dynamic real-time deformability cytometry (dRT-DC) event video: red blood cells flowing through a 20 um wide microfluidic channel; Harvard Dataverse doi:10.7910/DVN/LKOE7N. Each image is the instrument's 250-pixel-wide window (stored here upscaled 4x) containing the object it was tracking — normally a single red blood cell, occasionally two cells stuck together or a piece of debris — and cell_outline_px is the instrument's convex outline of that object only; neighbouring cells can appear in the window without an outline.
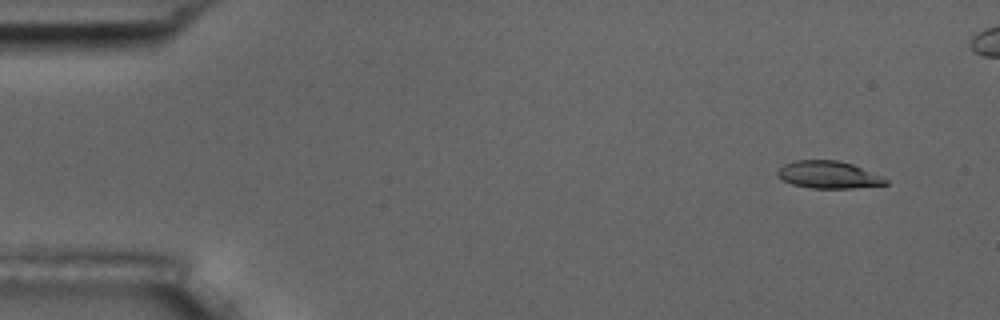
{"species": "common noctule bat (a hibernating species)", "species_latin": "Nyctalus noctula", "temperature_condition": "room temperature", "stored_images_in_passage": 6, "camera_frame_rate_fps": 3000, "um_per_image_px": 0.085, "animal": {"sex": "male", "body_mass_g": 17.5, "forearm_length_mm": 52.3}, "frame": {"image": 1, "passage_image": 1, "time_ms": 0.0, "image_size_px": [1000, 320], "cell_outline_px": [[888, 184], [852, 188], [812, 188], [792, 184], [776, 176], [776, 172], [784, 164], [796, 160], [836, 160], [852, 164], [880, 176], [888, 180]], "centroid_in_image_um": [70.38, 14.85], "position_along_channel_um": 14.6, "area_um2": 16.99}}